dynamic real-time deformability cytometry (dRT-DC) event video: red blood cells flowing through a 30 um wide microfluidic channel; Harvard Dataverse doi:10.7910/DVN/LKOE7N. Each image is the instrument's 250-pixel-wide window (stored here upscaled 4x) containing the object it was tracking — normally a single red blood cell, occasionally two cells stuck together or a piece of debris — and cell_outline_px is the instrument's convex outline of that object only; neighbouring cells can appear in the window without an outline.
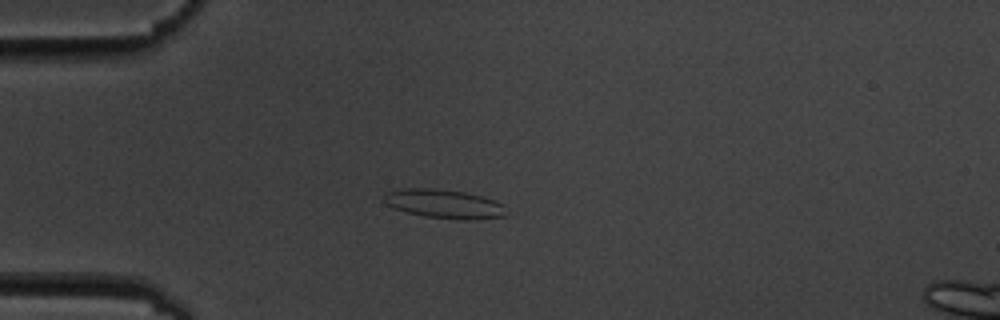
{"species": "common noctule bat (a hibernating species)", "species_latin": "Nyctalus noctula", "temperature_condition": "cold", "stored_images_in_passage": 10, "camera_frame_rate_fps": 3000, "um_per_image_px": 0.085, "animal": {"sex": "male", "body_mass_g": 19.5, "forearm_length_mm": 54.6}, "frame": {"image": 1, "passage_image": 5, "time_ms": 4.667, "image_size_px": [1000, 320], "cell_outline_px": [[504, 216], [476, 220], [456, 220], [424, 216], [392, 208], [380, 200], [388, 192], [404, 188], [432, 188], [464, 192], [480, 196], [504, 204]], "centroid_in_image_um": [37.71, 17.34], "position_along_channel_um": 47.3, "area_um2": 20.63}}
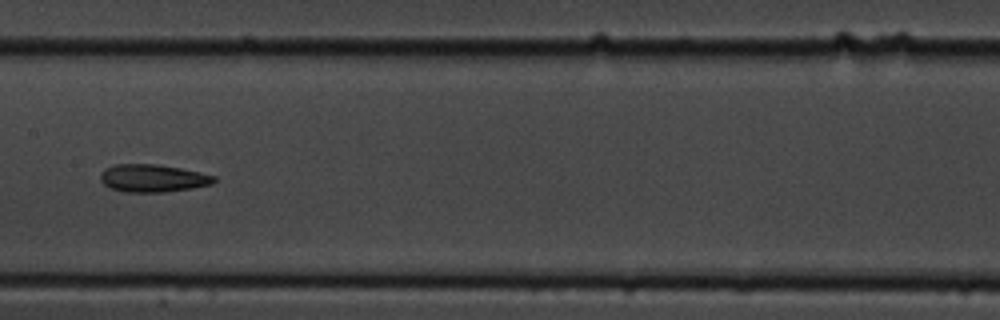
{"frame": {"image": 2, "passage_image": 9, "time_ms": 9.333, "image_size_px": [1000, 320], "cell_outline_px": [[216, 180], [212, 184], [192, 188], [164, 192], [124, 192], [108, 188], [100, 180], [100, 176], [104, 168], [116, 164], [156, 164], [180, 168], [200, 172], [216, 176]], "centroid_in_image_um": [12.97, 15.15], "position_along_channel_um": 194.4, "area_um2": 18.44}}
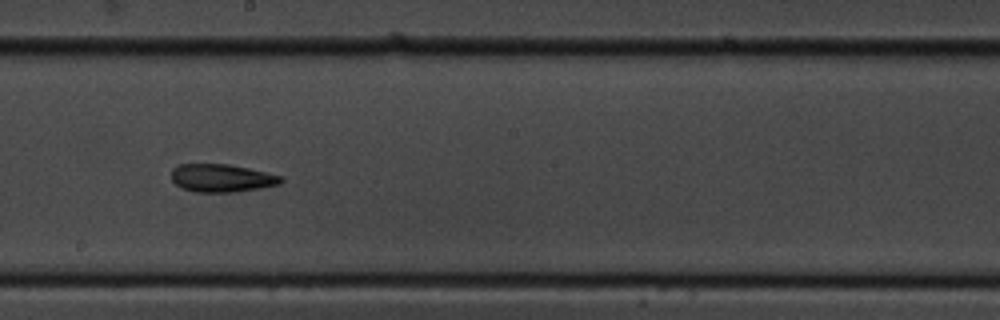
{"frame": {"image": 3, "passage_image": 10, "time_ms": 10.333, "image_size_px": [1000, 320], "cell_outline_px": [[284, 180], [280, 184], [260, 188], [236, 192], [196, 192], [184, 188], [176, 184], [172, 180], [172, 168], [176, 164], [228, 164], [248, 168], [284, 176]], "centroid_in_image_um": [18.87, 15.13], "position_along_channel_um": 229.3, "area_um2": 17.92}}